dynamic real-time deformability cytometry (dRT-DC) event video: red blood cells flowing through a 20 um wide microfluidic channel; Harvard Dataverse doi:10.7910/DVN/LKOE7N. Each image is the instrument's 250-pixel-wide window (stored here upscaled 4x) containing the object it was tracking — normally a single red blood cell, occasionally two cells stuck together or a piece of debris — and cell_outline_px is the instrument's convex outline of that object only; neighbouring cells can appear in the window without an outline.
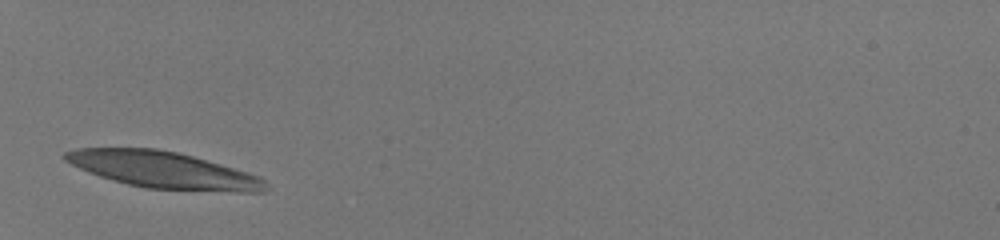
{"species": "human", "species_latin": "Homo sapiens", "temperature_condition": "room temperature", "stored_images_in_passage": 27, "camera_frame_rate_fps": 3000, "um_per_image_px": 0.085, "donor": {"sex": "male"}, "frame": {"image": 1, "passage_image": 1, "time_ms": 0.0, "image_size_px": [1000, 240], "cell_outline_px": [[272, 188], [264, 192], [236, 192], [144, 188], [128, 184], [100, 176], [88, 172], [64, 160], [60, 156], [64, 152], [76, 148], [156, 148], [176, 152], [192, 156], [248, 172], [260, 176]], "centroid_in_image_um": [13.91, 14.45], "position_along_channel_um": 71.1, "area_um2": 42.77}}
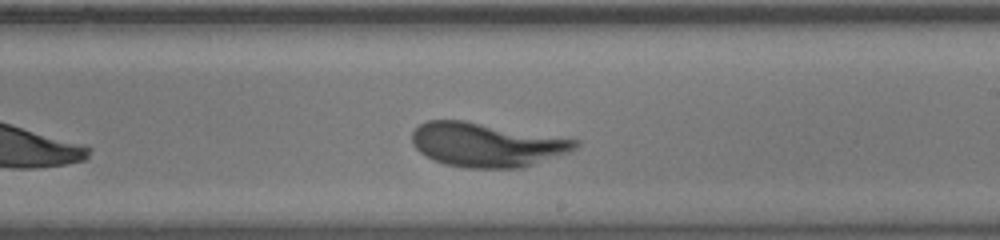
{"frame": {"image": 2, "passage_image": 15, "time_ms": 4.667, "image_size_px": [1000, 240], "cell_outline_px": [[580, 144], [576, 148], [568, 152], [520, 168], [464, 168], [444, 164], [432, 160], [420, 152], [412, 144], [412, 132], [420, 124], [428, 120], [464, 120], [580, 140]], "centroid_in_image_um": [41.33, 12.3], "position_along_channel_um": 247.7, "area_um2": 41.85}}
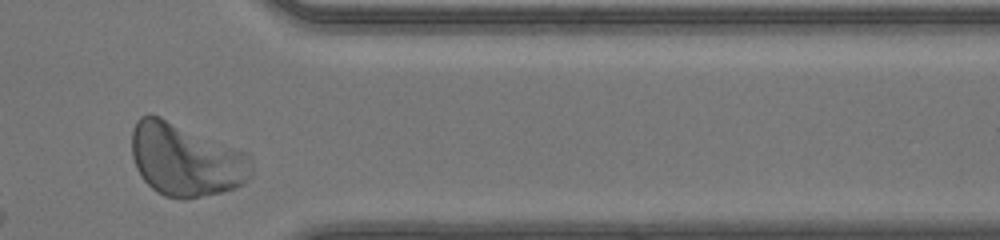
{"frame": {"image": 3, "passage_image": 26, "time_ms": 8.333, "image_size_px": [1000, 240], "cell_outline_px": [[252, 176], [244, 184], [236, 188], [220, 192], [184, 200], [164, 196], [156, 192], [144, 180], [136, 168], [132, 156], [132, 128], [136, 120], [140, 116], [148, 112], [160, 116], [248, 152], [252, 164]], "centroid_in_image_um": [15.79, 13.57], "position_along_channel_um": 395.6, "area_um2": 51.56}, "authors_computed_cell_mechanics": {"area_um2": 42.483, "velocity_mm_per_s": 4.0861, "shape_relaxation_time_tau1_ms": 2.5561, "shape_relaxation_time_tau2_ms": null, "deformation_change_tau1": 0.1764, "deformation_change_tau2": null}}